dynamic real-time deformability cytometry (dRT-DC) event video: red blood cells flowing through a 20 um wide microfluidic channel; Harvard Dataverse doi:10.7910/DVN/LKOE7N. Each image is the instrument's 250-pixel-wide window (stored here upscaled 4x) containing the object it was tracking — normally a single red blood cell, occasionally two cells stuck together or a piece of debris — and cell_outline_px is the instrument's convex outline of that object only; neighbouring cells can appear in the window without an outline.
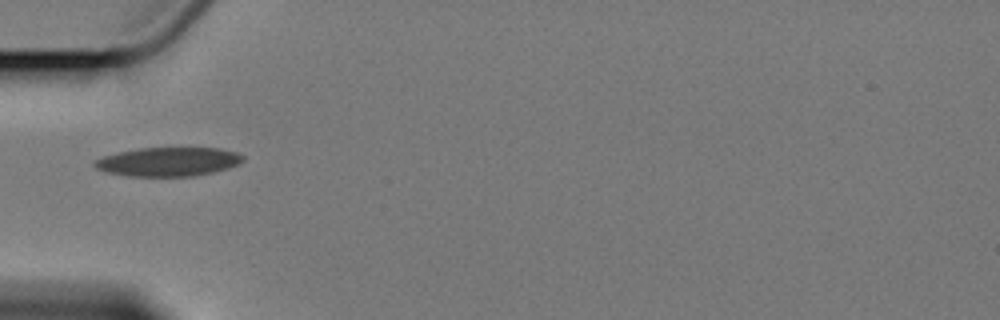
{"species": "Egyptian fruit bat (a non-hibernating species)", "species_latin": "Rousettus aegyptiacus", "temperature_condition": "cold", "stored_images_in_passage": 7, "camera_frame_rate_fps": 3000, "um_per_image_px": 0.085, "animal": {"sex": "female"}, "frame": {"image": 1, "passage_image": 1, "time_ms": 0.0, "image_size_px": [1000, 320], "cell_outline_px": [[244, 160], [240, 164], [216, 172], [196, 176], [128, 176], [104, 172], [96, 168], [92, 164], [92, 160], [104, 156], [120, 152], [140, 148], [220, 148], [236, 152], [244, 156]], "centroid_in_image_um": [14.31, 13.75], "position_along_channel_um": 70.7, "area_um2": 25.26}}
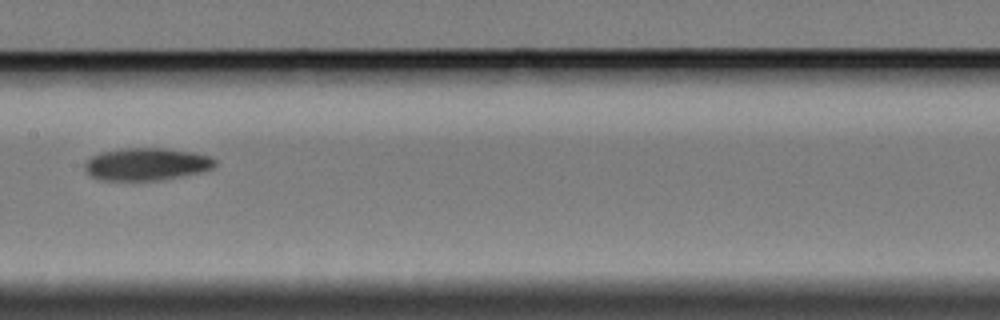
{"frame": {"image": 2, "passage_image": 4, "time_ms": 3.667, "image_size_px": [1000, 320], "cell_outline_px": [[216, 164], [212, 168], [200, 172], [160, 180], [100, 180], [92, 176], [84, 168], [84, 164], [92, 156], [100, 152], [120, 148], [164, 148], [196, 152], [212, 156], [216, 160]], "centroid_in_image_um": [12.47, 13.94], "position_along_channel_um": 194.9, "area_um2": 24.74}}
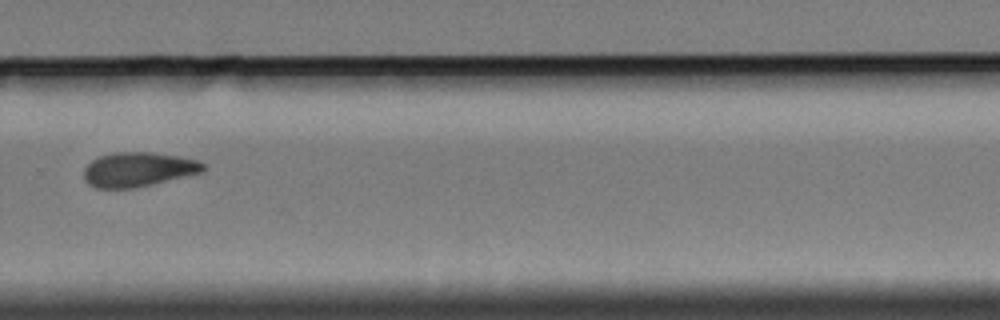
{"frame": {"image": 3, "passage_image": 7, "time_ms": 7.333, "image_size_px": [1000, 320], "cell_outline_px": [[208, 168], [204, 172], [152, 184], [132, 188], [96, 188], [88, 184], [84, 180], [84, 168], [92, 160], [100, 156], [116, 152], [152, 152], [180, 156], [200, 160]], "centroid_in_image_um": [11.79, 14.4], "position_along_channel_um": 318.0, "area_um2": 24.16}}